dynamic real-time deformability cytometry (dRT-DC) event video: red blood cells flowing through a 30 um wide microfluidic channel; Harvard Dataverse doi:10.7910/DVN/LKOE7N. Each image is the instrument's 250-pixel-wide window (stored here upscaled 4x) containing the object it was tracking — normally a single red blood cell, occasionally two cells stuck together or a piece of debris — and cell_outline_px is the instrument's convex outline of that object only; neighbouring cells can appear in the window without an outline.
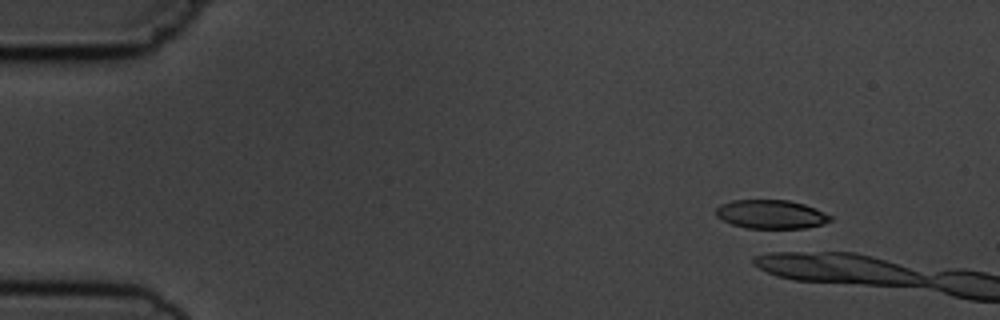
{"species": "common noctule bat (a hibernating species)", "species_latin": "Nyctalus noctula", "temperature_condition": "cold", "stored_images_in_passage": 2, "camera_frame_rate_fps": 3000, "um_per_image_px": 0.085, "animal": {"sex": "male", "body_mass_g": 19.5, "forearm_length_mm": 54.6}, "frame": {"image": 1, "passage_image": 1, "time_ms": 0.0, "image_size_px": [1000, 320], "cell_outline_px": [[832, 220], [820, 224], [804, 228], [744, 228], [732, 224], [716, 216], [716, 208], [720, 204], [732, 200], [788, 200], [804, 204], [832, 216]], "centroid_in_image_um": [65.5, 18.21], "position_along_channel_um": 19.5, "area_um2": 19.02}}